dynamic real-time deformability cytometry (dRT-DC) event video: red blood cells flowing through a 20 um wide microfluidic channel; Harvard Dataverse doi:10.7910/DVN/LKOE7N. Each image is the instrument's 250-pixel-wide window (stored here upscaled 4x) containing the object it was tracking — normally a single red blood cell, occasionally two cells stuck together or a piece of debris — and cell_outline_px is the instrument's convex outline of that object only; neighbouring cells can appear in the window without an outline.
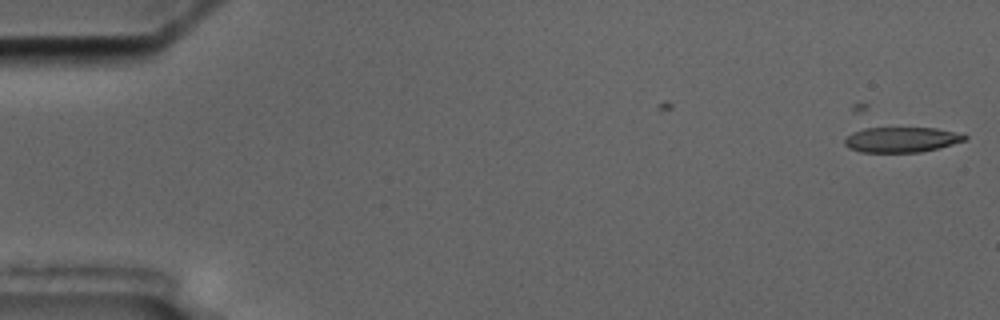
{"species": "common noctule bat (a hibernating species)", "species_latin": "Nyctalus noctula", "temperature_condition": "cold", "stored_images_in_passage": 14, "camera_frame_rate_fps": 3000, "um_per_image_px": 0.085, "animal": {"sex": "male", "body_mass_g": 17.5, "forearm_length_mm": 52.3}, "frame": {"image": 1, "passage_image": 2, "time_ms": 1.333, "image_size_px": [1000, 320], "cell_outline_px": [[968, 140], [920, 152], [860, 152], [848, 148], [844, 144], [844, 140], [852, 132], [864, 128], [936, 128], [964, 132], [968, 136]], "centroid_in_image_um": [76.68, 11.86], "position_along_channel_um": 8.3, "area_um2": 17.86}}
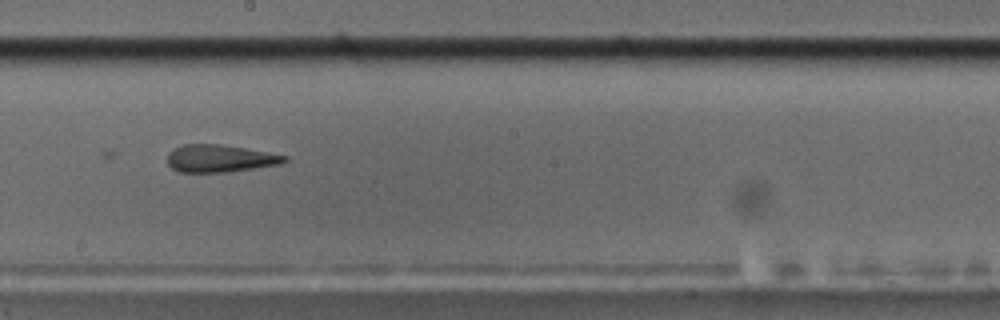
{"frame": {"image": 2, "passage_image": 9, "time_ms": 11.667, "image_size_px": [1000, 320], "cell_outline_px": [[288, 160], [280, 164], [228, 172], [180, 172], [172, 168], [168, 164], [168, 152], [184, 144], [220, 144], [244, 148], [288, 156]], "centroid_in_image_um": [18.68, 13.47], "position_along_channel_um": 229.5, "area_um2": 18.55}}
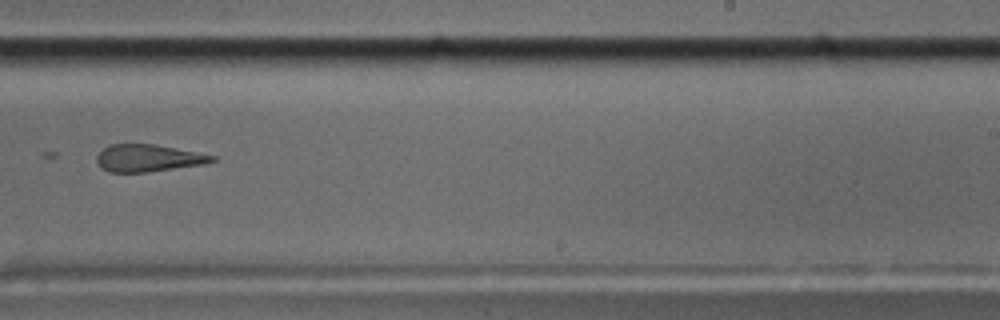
{"frame": {"image": 3, "passage_image": 10, "time_ms": 13.0, "image_size_px": [1000, 320], "cell_outline_px": [[216, 160], [204, 164], [144, 172], [108, 172], [100, 168], [96, 160], [96, 156], [108, 144], [156, 144], [216, 156]], "centroid_in_image_um": [12.56, 13.43], "position_along_channel_um": 276.4, "area_um2": 18.21}}